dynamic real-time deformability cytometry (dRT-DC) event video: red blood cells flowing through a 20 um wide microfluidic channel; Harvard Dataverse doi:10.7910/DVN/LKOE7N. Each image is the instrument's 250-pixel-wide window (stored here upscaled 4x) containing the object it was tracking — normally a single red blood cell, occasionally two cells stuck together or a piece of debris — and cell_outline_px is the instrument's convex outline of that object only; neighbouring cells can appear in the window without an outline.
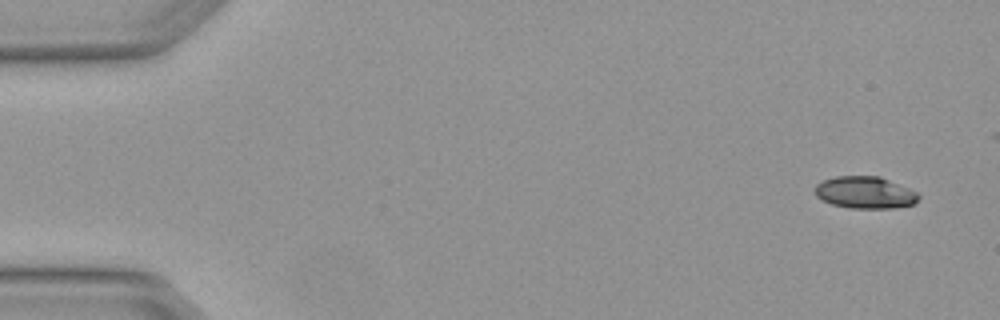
{"species": "Egyptian fruit bat (a non-hibernating species)", "species_latin": "Rousettus aegyptiacus", "temperature_condition": "warm", "stored_images_in_passage": 2, "camera_frame_rate_fps": 3000, "um_per_image_px": 0.085, "animal": {"sex": "female"}, "frame": {"image": 1, "passage_image": 1, "time_ms": 0.0, "image_size_px": [1000, 320], "cell_outline_px": [[920, 200], [916, 204], [896, 208], [848, 208], [832, 204], [816, 196], [816, 184], [824, 180], [836, 176], [880, 176], [920, 192]], "centroid_in_image_um": [73.62, 16.37], "position_along_channel_um": 11.4, "area_um2": 19.59}}